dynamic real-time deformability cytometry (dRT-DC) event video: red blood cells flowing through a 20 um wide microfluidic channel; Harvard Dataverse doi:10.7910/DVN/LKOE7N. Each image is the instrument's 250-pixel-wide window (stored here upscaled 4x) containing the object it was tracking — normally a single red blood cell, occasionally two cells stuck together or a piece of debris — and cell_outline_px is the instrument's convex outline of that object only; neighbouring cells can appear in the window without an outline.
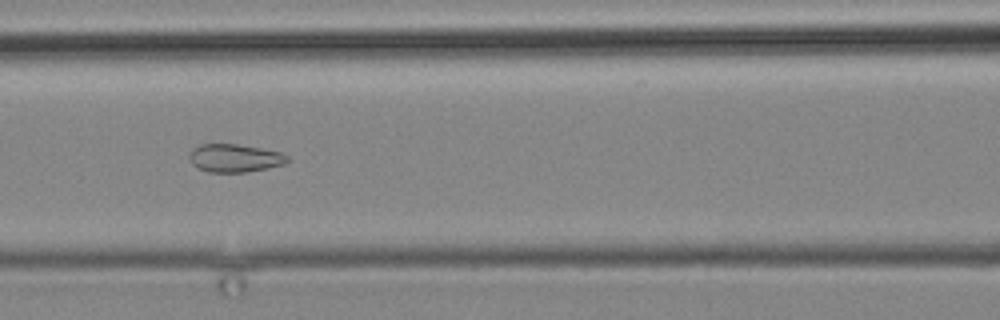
{"species": "common noctule bat (a hibernating species)", "species_latin": "Nyctalus noctula", "temperature_condition": "cold", "stored_images_in_passage": 15, "camera_frame_rate_fps": 3000, "um_per_image_px": 0.085, "animal": {"sex": "male", "body_mass_g": 19.2, "forearm_length_mm": 51.8}, "frame": {"image": 1, "passage_image": 11, "time_ms": 13.0, "image_size_px": [1000, 320], "cell_outline_px": [[288, 160], [284, 164], [268, 168], [244, 172], [208, 172], [196, 168], [192, 164], [188, 156], [192, 148], [200, 144], [236, 144], [284, 152], [288, 156]], "centroid_in_image_um": [19.93, 13.43], "position_along_channel_um": 146.7, "area_um2": 16.18}}
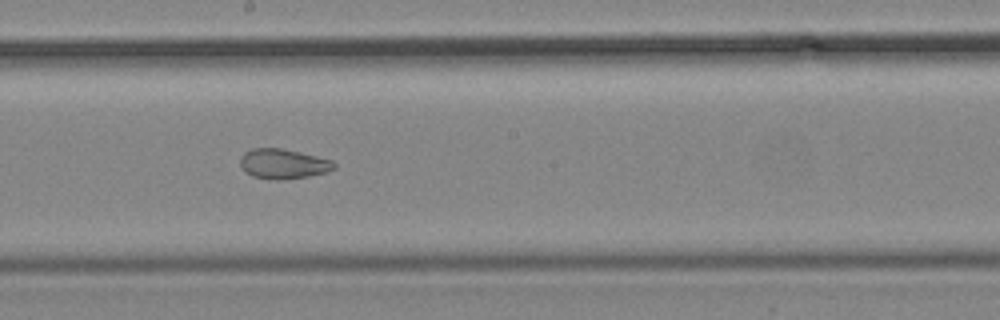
{"frame": {"image": 2, "passage_image": 13, "time_ms": 15.333, "image_size_px": [1000, 320], "cell_outline_px": [[336, 168], [324, 172], [308, 176], [280, 180], [276, 180], [252, 176], [244, 172], [240, 164], [240, 156], [244, 152], [252, 148], [280, 148], [300, 152], [332, 160], [336, 164]], "centroid_in_image_um": [24.04, 13.92], "position_along_channel_um": 224.2, "area_um2": 16.36}}